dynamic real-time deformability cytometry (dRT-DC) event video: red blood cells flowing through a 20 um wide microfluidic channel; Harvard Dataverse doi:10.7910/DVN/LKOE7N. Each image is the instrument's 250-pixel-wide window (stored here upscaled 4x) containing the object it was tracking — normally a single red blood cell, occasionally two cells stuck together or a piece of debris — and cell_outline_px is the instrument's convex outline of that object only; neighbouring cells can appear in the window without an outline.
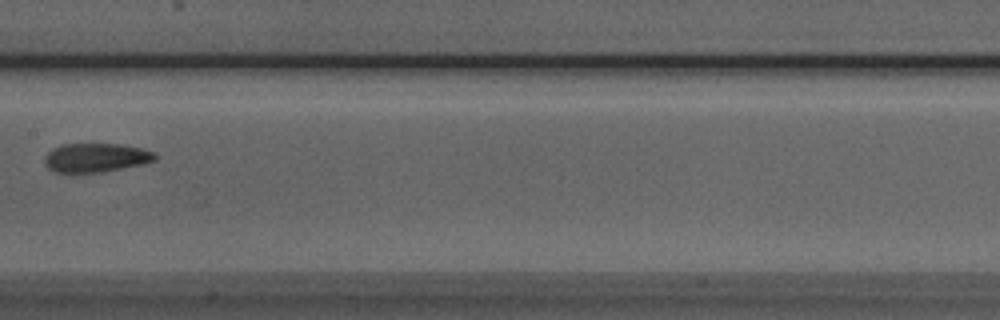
{"species": "Egyptian fruit bat (a non-hibernating species)", "species_latin": "Rousettus aegyptiacus", "temperature_condition": "room temperature", "stored_images_in_passage": 6, "camera_frame_rate_fps": 3000, "um_per_image_px": 0.085, "animal": {"sex": "male"}, "frame": {"image": 1, "passage_image": 5, "time_ms": 5.333, "image_size_px": [1000, 320], "cell_outline_px": [[156, 160], [144, 164], [104, 172], [56, 172], [48, 168], [44, 160], [44, 156], [52, 148], [60, 144], [120, 144], [140, 148], [156, 152]], "centroid_in_image_um": [8.16, 13.4], "position_along_channel_um": 199.2, "area_um2": 18.73}}
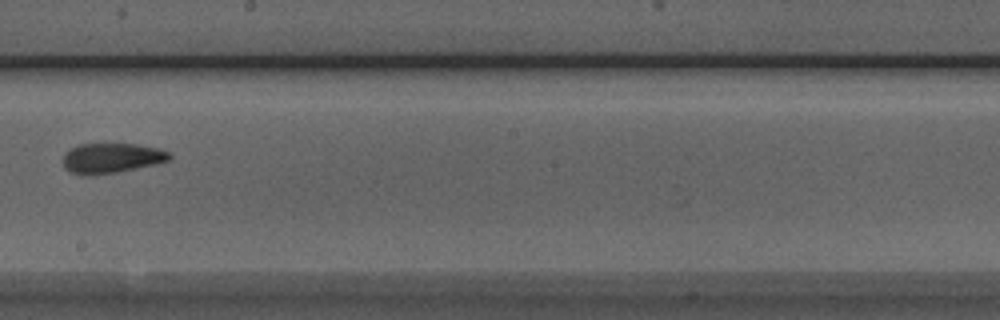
{"frame": {"image": 2, "passage_image": 6, "time_ms": 6.333, "image_size_px": [1000, 320], "cell_outline_px": [[172, 160], [156, 164], [116, 172], [84, 176], [80, 176], [68, 172], [64, 168], [64, 156], [72, 148], [80, 144], [136, 144], [160, 148], [168, 152], [172, 156]], "centroid_in_image_um": [9.5, 13.45], "position_along_channel_um": 238.7, "area_um2": 18.67}}